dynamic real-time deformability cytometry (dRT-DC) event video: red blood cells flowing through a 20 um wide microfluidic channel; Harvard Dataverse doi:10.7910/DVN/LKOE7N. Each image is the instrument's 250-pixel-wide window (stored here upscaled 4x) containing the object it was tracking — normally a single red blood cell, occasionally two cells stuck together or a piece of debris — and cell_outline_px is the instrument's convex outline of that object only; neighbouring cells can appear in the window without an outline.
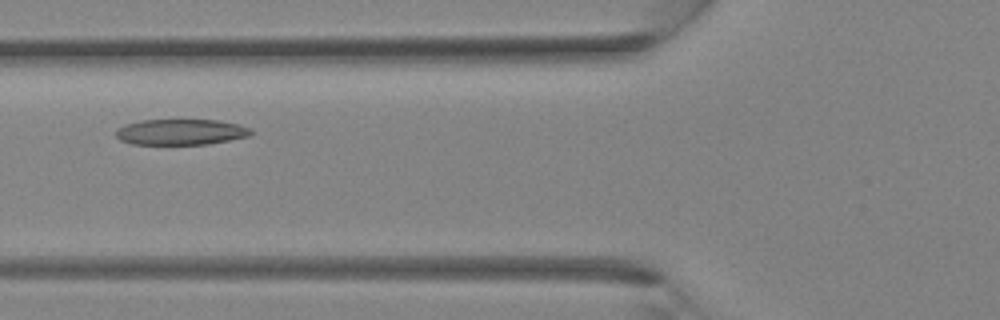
{"species": "Egyptian fruit bat (a non-hibernating species)", "species_latin": "Rousettus aegyptiacus", "temperature_condition": "room temperature", "stored_images_in_passage": 22, "camera_frame_rate_fps": 3000, "um_per_image_px": 0.085, "animal": {"sex": "female"}, "frame": {"image": 1, "passage_image": 4, "time_ms": 1.0, "image_size_px": [1000, 320], "cell_outline_px": [[252, 132], [248, 136], [208, 144], [132, 144], [120, 140], [116, 136], [116, 128], [124, 124], [140, 120], [220, 120], [240, 124], [252, 128]], "centroid_in_image_um": [15.36, 11.21], "position_along_channel_um": 110.4, "area_um2": 20.4}}
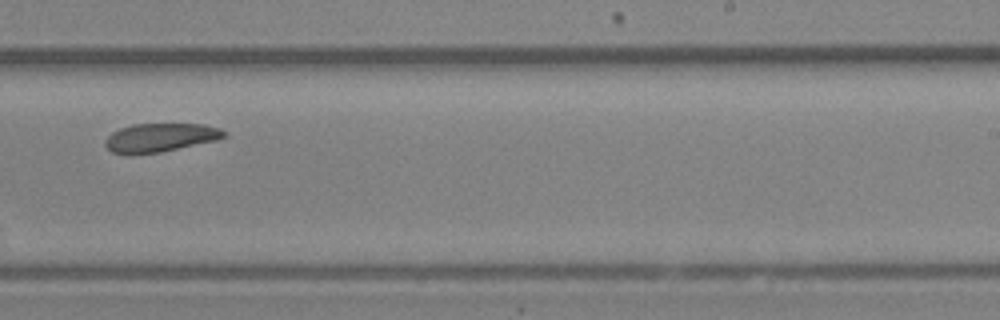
{"frame": {"image": 2, "passage_image": 13, "time_ms": 4.0, "image_size_px": [1000, 320], "cell_outline_px": [[228, 136], [216, 140], [160, 152], [112, 152], [104, 144], [104, 140], [112, 132], [120, 128], [132, 124], [204, 124], [220, 128]], "centroid_in_image_um": [13.65, 11.66], "position_along_channel_um": 275.3, "area_um2": 19.31}}
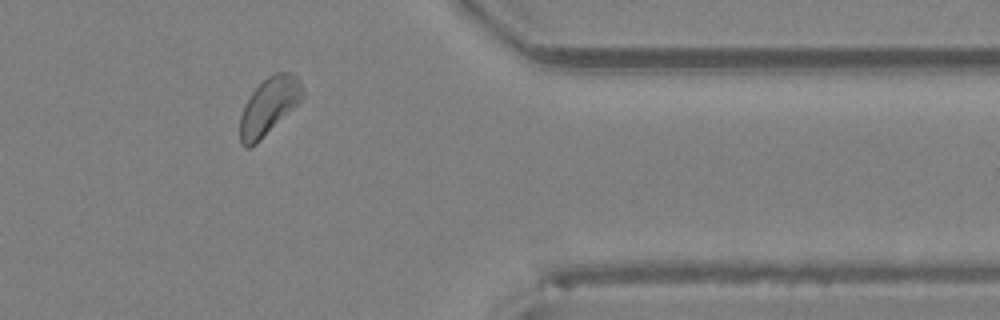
{"frame": {"image": 3, "passage_image": 20, "time_ms": 6.333, "image_size_px": [1000, 320], "cell_outline_px": [[304, 96], [256, 144], [248, 148], [244, 148], [240, 144], [240, 116], [244, 104], [252, 92], [268, 76], [276, 72], [292, 72], [300, 80], [304, 92]], "centroid_in_image_um": [22.83, 9.02], "position_along_channel_um": 388.6, "area_um2": 20.52}}